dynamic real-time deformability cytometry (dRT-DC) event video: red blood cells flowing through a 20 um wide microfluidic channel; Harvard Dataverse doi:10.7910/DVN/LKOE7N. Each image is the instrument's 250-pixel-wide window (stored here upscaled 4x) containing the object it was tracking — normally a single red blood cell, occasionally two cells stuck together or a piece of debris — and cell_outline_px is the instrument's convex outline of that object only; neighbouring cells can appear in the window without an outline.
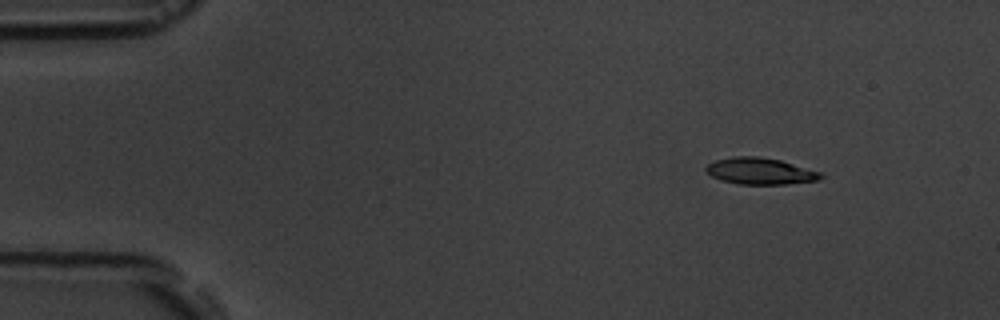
{"species": "common noctule bat (a hibernating species)", "species_latin": "Nyctalus noctula", "temperature_condition": "room temperature", "stored_images_in_passage": 5, "camera_frame_rate_fps": 3000, "um_per_image_px": 0.085, "animal": {"sex": "male", "body_mass_g": 19.5, "forearm_length_mm": 54.6}, "frame": {"image": 1, "passage_image": 2, "time_ms": 1.333, "image_size_px": [1000, 320], "cell_outline_px": [[824, 176], [820, 180], [788, 184], [740, 184], [720, 180], [712, 176], [704, 168], [708, 164], [716, 160], [732, 156], [756, 156], [780, 160], [824, 172]], "centroid_in_image_um": [64.67, 14.54], "position_along_channel_um": 20.3, "area_um2": 17.92}}
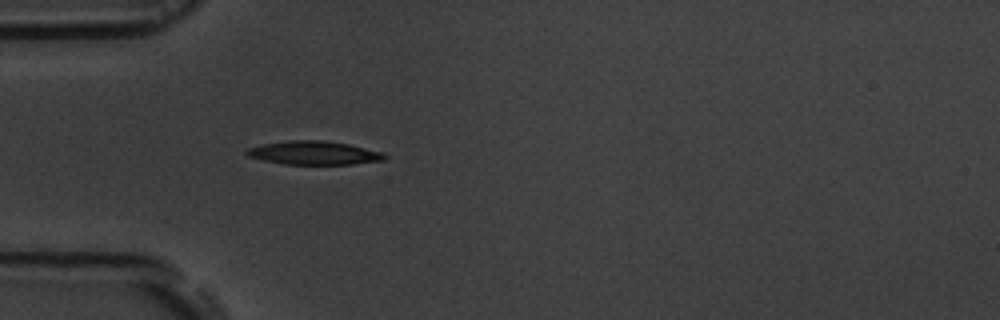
{"frame": {"image": 2, "passage_image": 5, "time_ms": 4.667, "image_size_px": [1000, 320], "cell_outline_px": [[388, 156], [384, 160], [352, 164], [284, 164], [264, 160], [248, 156], [244, 152], [248, 148], [264, 144], [288, 140], [320, 140], [348, 144], [384, 152]], "centroid_in_image_um": [26.71, 12.99], "position_along_channel_um": 58.3, "area_um2": 18.84}}